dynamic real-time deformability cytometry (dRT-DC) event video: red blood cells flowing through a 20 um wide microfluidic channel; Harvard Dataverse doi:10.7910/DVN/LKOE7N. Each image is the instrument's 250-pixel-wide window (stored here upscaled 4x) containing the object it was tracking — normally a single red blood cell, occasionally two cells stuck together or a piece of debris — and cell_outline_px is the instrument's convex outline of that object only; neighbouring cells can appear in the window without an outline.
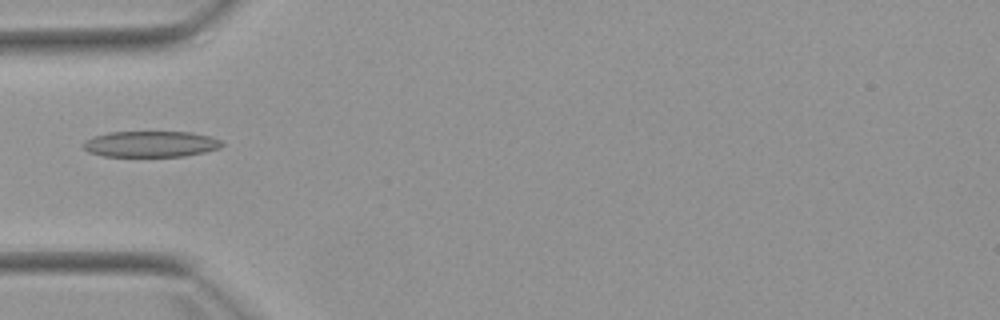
{"species": "Egyptian fruit bat (a non-hibernating species)", "species_latin": "Rousettus aegyptiacus", "temperature_condition": "warm", "stored_images_in_passage": 4, "camera_frame_rate_fps": 3000, "um_per_image_px": 0.085, "animal": {"sex": "female"}, "frame": {"image": 1, "passage_image": 4, "time_ms": 5.0, "image_size_px": [1000, 320], "cell_outline_px": [[224, 144], [220, 148], [204, 152], [184, 156], [104, 156], [88, 152], [84, 148], [84, 140], [92, 136], [108, 132], [192, 132], [208, 136], [220, 140]], "centroid_in_image_um": [12.79, 12.24], "position_along_channel_um": 72.2, "area_um2": 20.98}}